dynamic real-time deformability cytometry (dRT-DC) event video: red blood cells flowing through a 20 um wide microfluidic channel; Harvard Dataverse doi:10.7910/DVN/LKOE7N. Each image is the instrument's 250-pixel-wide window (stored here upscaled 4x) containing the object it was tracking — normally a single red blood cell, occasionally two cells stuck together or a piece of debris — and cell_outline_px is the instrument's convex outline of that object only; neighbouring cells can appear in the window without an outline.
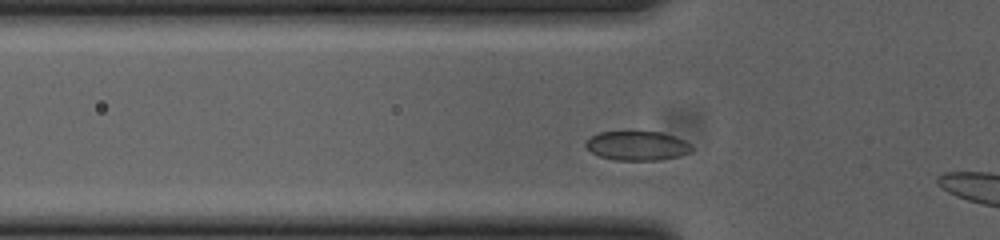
{"species": "common noctule bat (a hibernating species)", "species_latin": "Nyctalus noctula", "temperature_condition": "cold", "stored_images_in_passage": 9, "camera_frame_rate_fps": 3000, "um_per_image_px": 0.085, "animal": {"sex": "female", "body_mass_g": 23.0, "forearm_length_mm": 53.4}, "frame": {"image": 1, "passage_image": 6, "time_ms": 1.667, "image_size_px": [1000, 240], "cell_outline_px": [[692, 148], [688, 152], [680, 156], [656, 160], [616, 160], [600, 156], [592, 152], [584, 144], [592, 136], [600, 132], [660, 132], [676, 136], [684, 140]], "centroid_in_image_um": [54.16, 12.39], "position_along_channel_um": 71.6, "area_um2": 17.74}}